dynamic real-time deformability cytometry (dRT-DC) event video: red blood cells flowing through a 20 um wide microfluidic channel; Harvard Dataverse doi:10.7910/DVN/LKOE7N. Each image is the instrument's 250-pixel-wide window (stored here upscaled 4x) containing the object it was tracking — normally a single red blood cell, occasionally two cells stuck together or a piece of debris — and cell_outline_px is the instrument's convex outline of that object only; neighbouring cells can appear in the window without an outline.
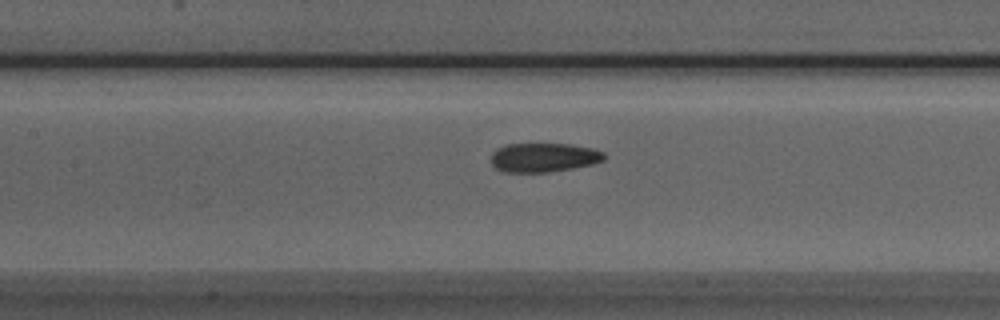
{"species": "Egyptian fruit bat (a non-hibernating species)", "species_latin": "Rousettus aegyptiacus", "temperature_condition": "room temperature", "stored_images_in_passage": 37, "camera_frame_rate_fps": 3000, "um_per_image_px": 0.085, "animal": {"sex": "male"}, "frame": {"image": 1, "passage_image": 8, "time_ms": 2.333, "image_size_px": [1000, 320], "cell_outline_px": [[604, 160], [592, 164], [572, 168], [548, 172], [504, 172], [496, 168], [492, 164], [492, 152], [496, 148], [504, 144], [568, 144], [596, 148], [604, 152]], "centroid_in_image_um": [46.21, 13.37], "position_along_channel_um": 161.2, "area_um2": 19.25}}
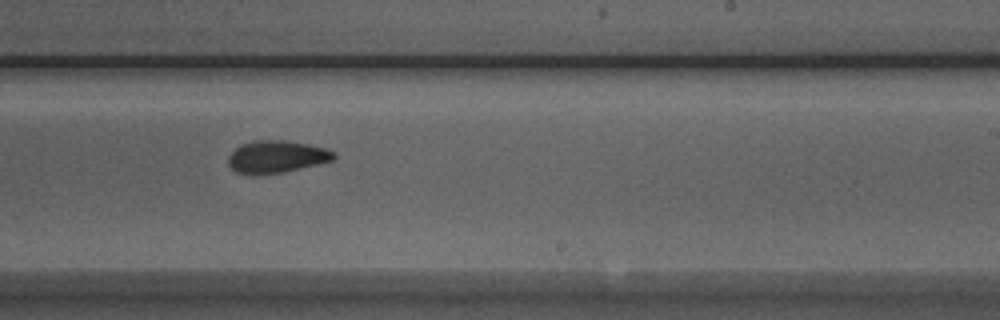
{"frame": {"image": 2, "passage_image": 16, "time_ms": 5.0, "image_size_px": [1000, 320], "cell_outline_px": [[336, 156], [332, 160], [316, 164], [280, 172], [252, 176], [236, 172], [228, 164], [228, 156], [240, 144], [252, 140], [284, 140], [308, 144], [328, 148], [336, 152]], "centroid_in_image_um": [23.48, 13.31], "position_along_channel_um": 265.5, "area_um2": 19.94}}
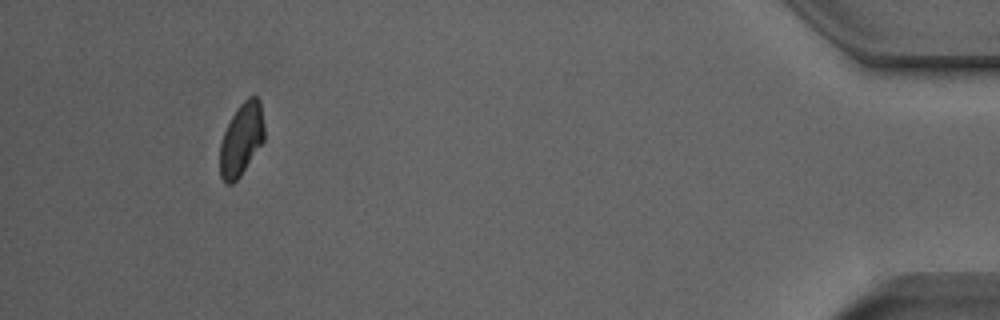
{"frame": {"image": 3, "passage_image": 33, "time_ms": 10.667, "image_size_px": [1000, 320], "cell_outline_px": [[264, 140], [240, 176], [232, 184], [224, 184], [220, 176], [220, 144], [224, 132], [236, 108], [248, 96], [256, 96], [260, 100], [264, 128]], "centroid_in_image_um": [20.51, 11.85], "position_along_channel_um": 414.7, "area_um2": 18.73}, "authors_computed_cell_mechanics": {"area_um2": 19.7676, "velocity_mm_per_s": 3.9265, "shape_relaxation_time_tau1_ms": 8.5098, "shape_relaxation_time_tau2_ms": 2.2414, "deformation_change_tau1": 0.1666, "deformation_change_tau2": 0.0539}}